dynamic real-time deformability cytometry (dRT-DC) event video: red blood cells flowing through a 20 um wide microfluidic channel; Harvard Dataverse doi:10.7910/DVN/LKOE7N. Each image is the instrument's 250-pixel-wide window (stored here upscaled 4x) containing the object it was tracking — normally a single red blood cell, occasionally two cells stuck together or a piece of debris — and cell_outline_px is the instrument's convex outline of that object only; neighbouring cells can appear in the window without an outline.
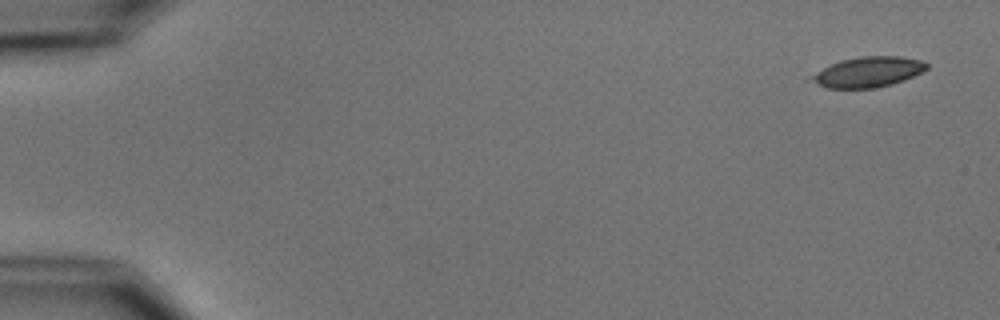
{"species": "common noctule bat (a hibernating species)", "species_latin": "Nyctalus noctula", "temperature_condition": "cold", "stored_images_in_passage": 5, "camera_frame_rate_fps": 3000, "um_per_image_px": 0.085, "animal": {"sex": "male", "body_mass_g": 15.6}, "frame": {"image": 1, "passage_image": 1, "time_ms": 0.0, "image_size_px": [1000, 320], "cell_outline_px": [[928, 68], [904, 80], [892, 84], [876, 88], [828, 88], [804, 80], [808, 76], [840, 60], [860, 56], [900, 56], [920, 60], [928, 64]], "centroid_in_image_um": [73.72, 6.13], "position_along_channel_um": 11.3, "area_um2": 20.46}}